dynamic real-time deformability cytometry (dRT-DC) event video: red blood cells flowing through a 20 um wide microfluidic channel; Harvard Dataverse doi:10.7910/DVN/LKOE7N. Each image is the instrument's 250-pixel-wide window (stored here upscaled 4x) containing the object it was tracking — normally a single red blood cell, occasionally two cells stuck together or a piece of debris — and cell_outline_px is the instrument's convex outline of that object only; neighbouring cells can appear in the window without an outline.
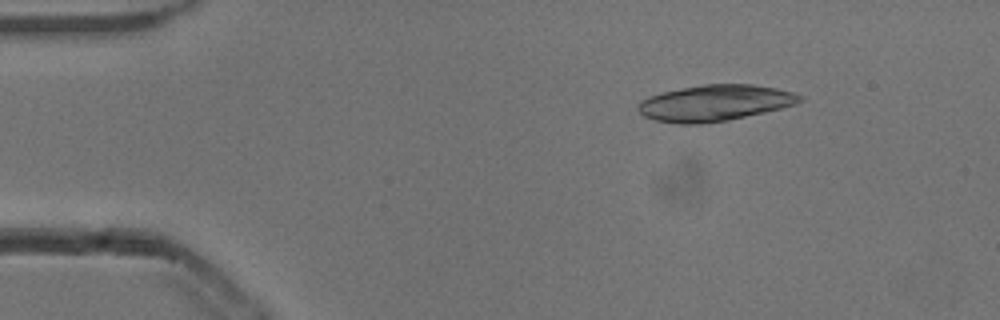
{"species": "common noctule bat (a hibernating species)", "species_latin": "Nyctalus noctula", "temperature_condition": "cold", "stored_images_in_passage": 25, "segment_of_instrument_passage": [1, 2], "camera_frame_rate_fps": 3000, "um_per_image_px": 0.085, "animal": {"sex": "male", "body_mass_g": 13.3}, "frame": {"image": 1, "passage_image": 7, "time_ms": 2.0, "image_size_px": [1000, 320], "cell_outline_px": [[804, 100], [796, 104], [764, 112], [728, 120], [700, 124], [676, 124], [656, 120], [644, 116], [640, 112], [640, 104], [648, 96], [660, 92], [704, 84], [752, 84], [776, 88], [792, 92], [800, 96]], "centroid_in_image_um": [60.77, 8.75], "position_along_channel_um": 24.2, "area_um2": 33.76}}